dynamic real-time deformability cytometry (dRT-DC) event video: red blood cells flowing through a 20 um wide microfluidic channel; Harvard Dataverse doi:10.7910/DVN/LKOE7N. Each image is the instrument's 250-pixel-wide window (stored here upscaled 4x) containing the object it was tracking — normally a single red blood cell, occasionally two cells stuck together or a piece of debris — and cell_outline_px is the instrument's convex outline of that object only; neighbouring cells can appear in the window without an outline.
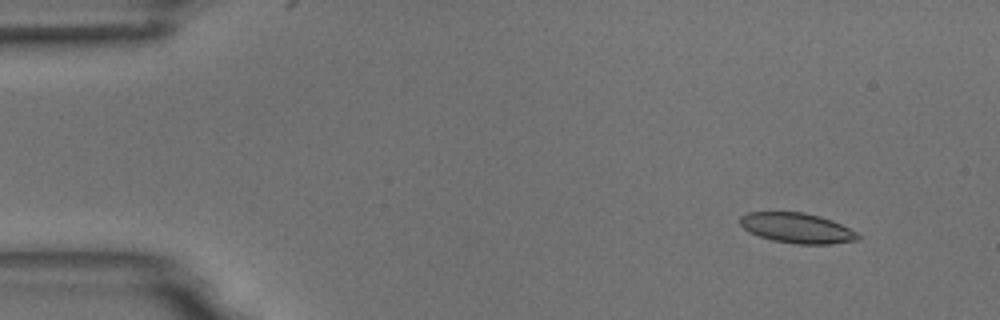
{"species": "common noctule bat (a hibernating species)", "species_latin": "Nyctalus noctula", "temperature_condition": "room temperature", "stored_images_in_passage": 5, "camera_frame_rate_fps": 3000, "um_per_image_px": 0.085, "animal": {"sex": "male", "body_mass_g": 18.8}, "frame": {"image": 1, "passage_image": 2, "time_ms": 1.0, "image_size_px": [1000, 320], "cell_outline_px": [[860, 240], [832, 244], [796, 244], [772, 240], [760, 236], [744, 228], [740, 224], [740, 216], [748, 212], [804, 212], [820, 216], [832, 220], [856, 232], [860, 236]], "centroid_in_image_um": [67.77, 19.38], "position_along_channel_um": 17.2, "area_um2": 20.63}}
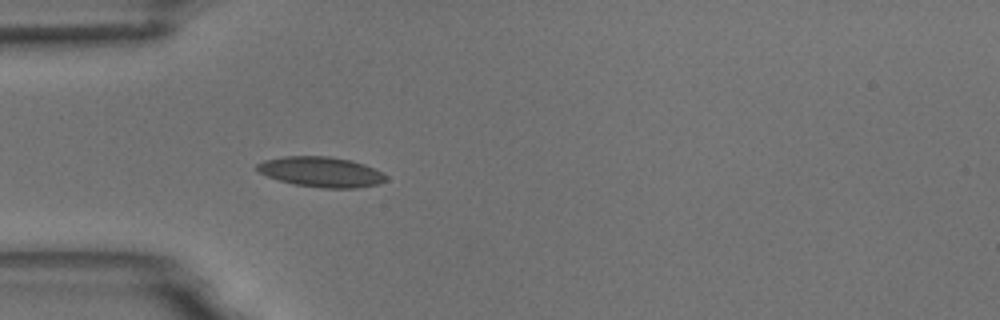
{"frame": {"image": 2, "passage_image": 5, "time_ms": 4.667, "image_size_px": [1000, 320], "cell_outline_px": [[388, 180], [380, 184], [356, 188], [320, 188], [292, 184], [268, 176], [260, 172], [256, 168], [256, 164], [264, 160], [284, 156], [328, 156], [352, 160], [364, 164], [388, 176]], "centroid_in_image_um": [27.32, 14.62], "position_along_channel_um": 57.7, "area_um2": 22.77}}